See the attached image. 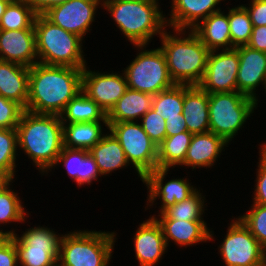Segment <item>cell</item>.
<instances>
[{
  "instance_id": "1",
  "label": "cell",
  "mask_w": 266,
  "mask_h": 266,
  "mask_svg": "<svg viewBox=\"0 0 266 266\" xmlns=\"http://www.w3.org/2000/svg\"><path fill=\"white\" fill-rule=\"evenodd\" d=\"M82 70L37 62L30 67L29 96L25 110L60 115L82 90Z\"/></svg>"
},
{
  "instance_id": "2",
  "label": "cell",
  "mask_w": 266,
  "mask_h": 266,
  "mask_svg": "<svg viewBox=\"0 0 266 266\" xmlns=\"http://www.w3.org/2000/svg\"><path fill=\"white\" fill-rule=\"evenodd\" d=\"M18 150L45 175L55 164L64 147L60 115L37 114L27 110L17 125ZM22 150V152H21Z\"/></svg>"
},
{
  "instance_id": "3",
  "label": "cell",
  "mask_w": 266,
  "mask_h": 266,
  "mask_svg": "<svg viewBox=\"0 0 266 266\" xmlns=\"http://www.w3.org/2000/svg\"><path fill=\"white\" fill-rule=\"evenodd\" d=\"M167 30L159 39L172 81L177 85L198 86L205 74L210 50L192 30Z\"/></svg>"
},
{
  "instance_id": "4",
  "label": "cell",
  "mask_w": 266,
  "mask_h": 266,
  "mask_svg": "<svg viewBox=\"0 0 266 266\" xmlns=\"http://www.w3.org/2000/svg\"><path fill=\"white\" fill-rule=\"evenodd\" d=\"M160 0H119L102 2L123 38L131 45H149L168 28Z\"/></svg>"
},
{
  "instance_id": "5",
  "label": "cell",
  "mask_w": 266,
  "mask_h": 266,
  "mask_svg": "<svg viewBox=\"0 0 266 266\" xmlns=\"http://www.w3.org/2000/svg\"><path fill=\"white\" fill-rule=\"evenodd\" d=\"M34 29L39 63L80 69L88 65L84 57L85 41L77 34L53 24L43 14H37Z\"/></svg>"
},
{
  "instance_id": "6",
  "label": "cell",
  "mask_w": 266,
  "mask_h": 266,
  "mask_svg": "<svg viewBox=\"0 0 266 266\" xmlns=\"http://www.w3.org/2000/svg\"><path fill=\"white\" fill-rule=\"evenodd\" d=\"M117 232L74 230L63 233L57 266H108Z\"/></svg>"
},
{
  "instance_id": "7",
  "label": "cell",
  "mask_w": 266,
  "mask_h": 266,
  "mask_svg": "<svg viewBox=\"0 0 266 266\" xmlns=\"http://www.w3.org/2000/svg\"><path fill=\"white\" fill-rule=\"evenodd\" d=\"M257 107L254 99L238 91L209 94V131L231 144Z\"/></svg>"
},
{
  "instance_id": "8",
  "label": "cell",
  "mask_w": 266,
  "mask_h": 266,
  "mask_svg": "<svg viewBox=\"0 0 266 266\" xmlns=\"http://www.w3.org/2000/svg\"><path fill=\"white\" fill-rule=\"evenodd\" d=\"M134 47L138 51L136 57L122 69L128 88L156 95L175 85L160 47L153 49H147L148 45H134Z\"/></svg>"
},
{
  "instance_id": "9",
  "label": "cell",
  "mask_w": 266,
  "mask_h": 266,
  "mask_svg": "<svg viewBox=\"0 0 266 266\" xmlns=\"http://www.w3.org/2000/svg\"><path fill=\"white\" fill-rule=\"evenodd\" d=\"M108 130L119 141L126 159L138 178L157 168L158 147L144 132L139 121L108 122Z\"/></svg>"
},
{
  "instance_id": "10",
  "label": "cell",
  "mask_w": 266,
  "mask_h": 266,
  "mask_svg": "<svg viewBox=\"0 0 266 266\" xmlns=\"http://www.w3.org/2000/svg\"><path fill=\"white\" fill-rule=\"evenodd\" d=\"M35 225L11 236L17 249L18 266H57L62 233Z\"/></svg>"
},
{
  "instance_id": "11",
  "label": "cell",
  "mask_w": 266,
  "mask_h": 266,
  "mask_svg": "<svg viewBox=\"0 0 266 266\" xmlns=\"http://www.w3.org/2000/svg\"><path fill=\"white\" fill-rule=\"evenodd\" d=\"M226 235L218 245L225 266H265L266 250L237 217L232 216Z\"/></svg>"
},
{
  "instance_id": "12",
  "label": "cell",
  "mask_w": 266,
  "mask_h": 266,
  "mask_svg": "<svg viewBox=\"0 0 266 266\" xmlns=\"http://www.w3.org/2000/svg\"><path fill=\"white\" fill-rule=\"evenodd\" d=\"M169 171L170 169L156 168L143 178L142 183L147 187L145 211L154 208L159 199L161 203L157 212L160 214L166 208L187 199L198 189L192 185L188 176L165 181Z\"/></svg>"
},
{
  "instance_id": "13",
  "label": "cell",
  "mask_w": 266,
  "mask_h": 266,
  "mask_svg": "<svg viewBox=\"0 0 266 266\" xmlns=\"http://www.w3.org/2000/svg\"><path fill=\"white\" fill-rule=\"evenodd\" d=\"M238 68L236 48L210 51L205 74L198 86L208 94L237 91Z\"/></svg>"
},
{
  "instance_id": "14",
  "label": "cell",
  "mask_w": 266,
  "mask_h": 266,
  "mask_svg": "<svg viewBox=\"0 0 266 266\" xmlns=\"http://www.w3.org/2000/svg\"><path fill=\"white\" fill-rule=\"evenodd\" d=\"M101 5V6H100ZM101 0H68L48 9L43 15L53 24L77 34L83 40L95 22Z\"/></svg>"
},
{
  "instance_id": "15",
  "label": "cell",
  "mask_w": 266,
  "mask_h": 266,
  "mask_svg": "<svg viewBox=\"0 0 266 266\" xmlns=\"http://www.w3.org/2000/svg\"><path fill=\"white\" fill-rule=\"evenodd\" d=\"M89 68L86 66L82 70L81 91L93 99L107 114L127 90L126 77L123 71L104 72Z\"/></svg>"
},
{
  "instance_id": "16",
  "label": "cell",
  "mask_w": 266,
  "mask_h": 266,
  "mask_svg": "<svg viewBox=\"0 0 266 266\" xmlns=\"http://www.w3.org/2000/svg\"><path fill=\"white\" fill-rule=\"evenodd\" d=\"M236 49L239 54L237 91L259 103L261 97L257 90L260 85L266 94V53L251 49L247 45Z\"/></svg>"
},
{
  "instance_id": "17",
  "label": "cell",
  "mask_w": 266,
  "mask_h": 266,
  "mask_svg": "<svg viewBox=\"0 0 266 266\" xmlns=\"http://www.w3.org/2000/svg\"><path fill=\"white\" fill-rule=\"evenodd\" d=\"M134 257L138 266H156L168 252L162 227L155 218L149 217L137 226L133 234Z\"/></svg>"
},
{
  "instance_id": "18",
  "label": "cell",
  "mask_w": 266,
  "mask_h": 266,
  "mask_svg": "<svg viewBox=\"0 0 266 266\" xmlns=\"http://www.w3.org/2000/svg\"><path fill=\"white\" fill-rule=\"evenodd\" d=\"M222 1L226 0H171V11L166 16L168 28L192 30L212 13L222 10Z\"/></svg>"
},
{
  "instance_id": "19",
  "label": "cell",
  "mask_w": 266,
  "mask_h": 266,
  "mask_svg": "<svg viewBox=\"0 0 266 266\" xmlns=\"http://www.w3.org/2000/svg\"><path fill=\"white\" fill-rule=\"evenodd\" d=\"M0 60L32 67L38 62L35 29L1 30Z\"/></svg>"
},
{
  "instance_id": "20",
  "label": "cell",
  "mask_w": 266,
  "mask_h": 266,
  "mask_svg": "<svg viewBox=\"0 0 266 266\" xmlns=\"http://www.w3.org/2000/svg\"><path fill=\"white\" fill-rule=\"evenodd\" d=\"M163 230L167 246L171 243L182 247L196 246L216 240L214 231L209 229L206 221H186L176 219H156Z\"/></svg>"
},
{
  "instance_id": "21",
  "label": "cell",
  "mask_w": 266,
  "mask_h": 266,
  "mask_svg": "<svg viewBox=\"0 0 266 266\" xmlns=\"http://www.w3.org/2000/svg\"><path fill=\"white\" fill-rule=\"evenodd\" d=\"M60 165L66 170L68 177L78 184L79 188L83 185H92L93 181H99L103 177L94 157L88 150L63 147L55 164L44 176L47 177L52 169L55 170Z\"/></svg>"
},
{
  "instance_id": "22",
  "label": "cell",
  "mask_w": 266,
  "mask_h": 266,
  "mask_svg": "<svg viewBox=\"0 0 266 266\" xmlns=\"http://www.w3.org/2000/svg\"><path fill=\"white\" fill-rule=\"evenodd\" d=\"M228 145L221 136L210 131L193 134L184 163L180 167H189L192 171L197 168H212Z\"/></svg>"
},
{
  "instance_id": "23",
  "label": "cell",
  "mask_w": 266,
  "mask_h": 266,
  "mask_svg": "<svg viewBox=\"0 0 266 266\" xmlns=\"http://www.w3.org/2000/svg\"><path fill=\"white\" fill-rule=\"evenodd\" d=\"M183 117L192 134L209 131V94L199 86L183 85Z\"/></svg>"
},
{
  "instance_id": "24",
  "label": "cell",
  "mask_w": 266,
  "mask_h": 266,
  "mask_svg": "<svg viewBox=\"0 0 266 266\" xmlns=\"http://www.w3.org/2000/svg\"><path fill=\"white\" fill-rule=\"evenodd\" d=\"M30 68L0 60V95L27 107Z\"/></svg>"
},
{
  "instance_id": "25",
  "label": "cell",
  "mask_w": 266,
  "mask_h": 266,
  "mask_svg": "<svg viewBox=\"0 0 266 266\" xmlns=\"http://www.w3.org/2000/svg\"><path fill=\"white\" fill-rule=\"evenodd\" d=\"M192 31L210 51L234 48L231 43L228 12L225 10L212 13Z\"/></svg>"
},
{
  "instance_id": "26",
  "label": "cell",
  "mask_w": 266,
  "mask_h": 266,
  "mask_svg": "<svg viewBox=\"0 0 266 266\" xmlns=\"http://www.w3.org/2000/svg\"><path fill=\"white\" fill-rule=\"evenodd\" d=\"M13 182H15L14 179H6L0 185V236L15 235L18 229L11 228L5 231L6 229L3 230V228L13 223V225L15 223H26L27 218L30 217L29 214H31L25 209L24 200L22 202L18 191H14Z\"/></svg>"
},
{
  "instance_id": "27",
  "label": "cell",
  "mask_w": 266,
  "mask_h": 266,
  "mask_svg": "<svg viewBox=\"0 0 266 266\" xmlns=\"http://www.w3.org/2000/svg\"><path fill=\"white\" fill-rule=\"evenodd\" d=\"M154 95L127 88L107 113V122L140 121L152 108Z\"/></svg>"
},
{
  "instance_id": "28",
  "label": "cell",
  "mask_w": 266,
  "mask_h": 266,
  "mask_svg": "<svg viewBox=\"0 0 266 266\" xmlns=\"http://www.w3.org/2000/svg\"><path fill=\"white\" fill-rule=\"evenodd\" d=\"M89 153L94 157L103 178L109 174L112 176L111 173H115L114 171L130 166L123 148L110 131L89 150Z\"/></svg>"
},
{
  "instance_id": "29",
  "label": "cell",
  "mask_w": 266,
  "mask_h": 266,
  "mask_svg": "<svg viewBox=\"0 0 266 266\" xmlns=\"http://www.w3.org/2000/svg\"><path fill=\"white\" fill-rule=\"evenodd\" d=\"M62 124L64 147L70 149H84L89 151L109 131L107 121Z\"/></svg>"
},
{
  "instance_id": "30",
  "label": "cell",
  "mask_w": 266,
  "mask_h": 266,
  "mask_svg": "<svg viewBox=\"0 0 266 266\" xmlns=\"http://www.w3.org/2000/svg\"><path fill=\"white\" fill-rule=\"evenodd\" d=\"M62 123L107 121L106 112L90 97L80 91L60 114Z\"/></svg>"
},
{
  "instance_id": "31",
  "label": "cell",
  "mask_w": 266,
  "mask_h": 266,
  "mask_svg": "<svg viewBox=\"0 0 266 266\" xmlns=\"http://www.w3.org/2000/svg\"><path fill=\"white\" fill-rule=\"evenodd\" d=\"M192 136L189 131H184L178 135L165 137L158 146L157 168L173 170L175 167L180 168L184 163Z\"/></svg>"
},
{
  "instance_id": "32",
  "label": "cell",
  "mask_w": 266,
  "mask_h": 266,
  "mask_svg": "<svg viewBox=\"0 0 266 266\" xmlns=\"http://www.w3.org/2000/svg\"><path fill=\"white\" fill-rule=\"evenodd\" d=\"M200 187L187 199L166 208L162 213L151 217L155 219H176L186 221H205L207 202ZM206 208V209H205ZM204 214V215H203Z\"/></svg>"
},
{
  "instance_id": "33",
  "label": "cell",
  "mask_w": 266,
  "mask_h": 266,
  "mask_svg": "<svg viewBox=\"0 0 266 266\" xmlns=\"http://www.w3.org/2000/svg\"><path fill=\"white\" fill-rule=\"evenodd\" d=\"M18 153L17 129H0V173L6 179H17Z\"/></svg>"
},
{
  "instance_id": "34",
  "label": "cell",
  "mask_w": 266,
  "mask_h": 266,
  "mask_svg": "<svg viewBox=\"0 0 266 266\" xmlns=\"http://www.w3.org/2000/svg\"><path fill=\"white\" fill-rule=\"evenodd\" d=\"M228 9V20L231 43L234 48L246 46L251 38L253 24L250 20L249 13L242 5H235Z\"/></svg>"
},
{
  "instance_id": "35",
  "label": "cell",
  "mask_w": 266,
  "mask_h": 266,
  "mask_svg": "<svg viewBox=\"0 0 266 266\" xmlns=\"http://www.w3.org/2000/svg\"><path fill=\"white\" fill-rule=\"evenodd\" d=\"M152 109L165 120L180 118L183 115V85L175 84L173 87L154 95Z\"/></svg>"
},
{
  "instance_id": "36",
  "label": "cell",
  "mask_w": 266,
  "mask_h": 266,
  "mask_svg": "<svg viewBox=\"0 0 266 266\" xmlns=\"http://www.w3.org/2000/svg\"><path fill=\"white\" fill-rule=\"evenodd\" d=\"M37 13L27 1L9 4L0 20L1 30L34 29Z\"/></svg>"
},
{
  "instance_id": "37",
  "label": "cell",
  "mask_w": 266,
  "mask_h": 266,
  "mask_svg": "<svg viewBox=\"0 0 266 266\" xmlns=\"http://www.w3.org/2000/svg\"><path fill=\"white\" fill-rule=\"evenodd\" d=\"M248 209H246V213L240 214L238 218L266 250V206L251 204Z\"/></svg>"
},
{
  "instance_id": "38",
  "label": "cell",
  "mask_w": 266,
  "mask_h": 266,
  "mask_svg": "<svg viewBox=\"0 0 266 266\" xmlns=\"http://www.w3.org/2000/svg\"><path fill=\"white\" fill-rule=\"evenodd\" d=\"M144 132L158 147L166 137V120L151 108L140 119Z\"/></svg>"
},
{
  "instance_id": "39",
  "label": "cell",
  "mask_w": 266,
  "mask_h": 266,
  "mask_svg": "<svg viewBox=\"0 0 266 266\" xmlns=\"http://www.w3.org/2000/svg\"><path fill=\"white\" fill-rule=\"evenodd\" d=\"M259 158L257 162L256 177L254 182V192L252 193V204L266 206V141L258 144Z\"/></svg>"
},
{
  "instance_id": "40",
  "label": "cell",
  "mask_w": 266,
  "mask_h": 266,
  "mask_svg": "<svg viewBox=\"0 0 266 266\" xmlns=\"http://www.w3.org/2000/svg\"><path fill=\"white\" fill-rule=\"evenodd\" d=\"M24 110L17 102L0 95V129L17 128Z\"/></svg>"
},
{
  "instance_id": "41",
  "label": "cell",
  "mask_w": 266,
  "mask_h": 266,
  "mask_svg": "<svg viewBox=\"0 0 266 266\" xmlns=\"http://www.w3.org/2000/svg\"><path fill=\"white\" fill-rule=\"evenodd\" d=\"M0 266H18L17 249L11 236H0Z\"/></svg>"
},
{
  "instance_id": "42",
  "label": "cell",
  "mask_w": 266,
  "mask_h": 266,
  "mask_svg": "<svg viewBox=\"0 0 266 266\" xmlns=\"http://www.w3.org/2000/svg\"><path fill=\"white\" fill-rule=\"evenodd\" d=\"M249 2L242 5L249 13L253 26L266 25V0H249Z\"/></svg>"
},
{
  "instance_id": "43",
  "label": "cell",
  "mask_w": 266,
  "mask_h": 266,
  "mask_svg": "<svg viewBox=\"0 0 266 266\" xmlns=\"http://www.w3.org/2000/svg\"><path fill=\"white\" fill-rule=\"evenodd\" d=\"M247 46L251 49L266 53V25L253 26L251 38Z\"/></svg>"
},
{
  "instance_id": "44",
  "label": "cell",
  "mask_w": 266,
  "mask_h": 266,
  "mask_svg": "<svg viewBox=\"0 0 266 266\" xmlns=\"http://www.w3.org/2000/svg\"><path fill=\"white\" fill-rule=\"evenodd\" d=\"M184 131H188V129L183 115L180 118L166 119V137L178 135Z\"/></svg>"
},
{
  "instance_id": "45",
  "label": "cell",
  "mask_w": 266,
  "mask_h": 266,
  "mask_svg": "<svg viewBox=\"0 0 266 266\" xmlns=\"http://www.w3.org/2000/svg\"><path fill=\"white\" fill-rule=\"evenodd\" d=\"M68 0H27L28 4L37 14H44L48 9Z\"/></svg>"
},
{
  "instance_id": "46",
  "label": "cell",
  "mask_w": 266,
  "mask_h": 266,
  "mask_svg": "<svg viewBox=\"0 0 266 266\" xmlns=\"http://www.w3.org/2000/svg\"><path fill=\"white\" fill-rule=\"evenodd\" d=\"M8 5H9V3L0 0V20H1L2 15L4 14V12L6 11Z\"/></svg>"
},
{
  "instance_id": "47",
  "label": "cell",
  "mask_w": 266,
  "mask_h": 266,
  "mask_svg": "<svg viewBox=\"0 0 266 266\" xmlns=\"http://www.w3.org/2000/svg\"><path fill=\"white\" fill-rule=\"evenodd\" d=\"M2 1H5L9 4H16V3H20V2H24V1H27V0H2Z\"/></svg>"
},
{
  "instance_id": "48",
  "label": "cell",
  "mask_w": 266,
  "mask_h": 266,
  "mask_svg": "<svg viewBox=\"0 0 266 266\" xmlns=\"http://www.w3.org/2000/svg\"><path fill=\"white\" fill-rule=\"evenodd\" d=\"M6 180V178L0 173V185Z\"/></svg>"
},
{
  "instance_id": "49",
  "label": "cell",
  "mask_w": 266,
  "mask_h": 266,
  "mask_svg": "<svg viewBox=\"0 0 266 266\" xmlns=\"http://www.w3.org/2000/svg\"><path fill=\"white\" fill-rule=\"evenodd\" d=\"M102 2H111V1H119V0H101Z\"/></svg>"
}]
</instances>
